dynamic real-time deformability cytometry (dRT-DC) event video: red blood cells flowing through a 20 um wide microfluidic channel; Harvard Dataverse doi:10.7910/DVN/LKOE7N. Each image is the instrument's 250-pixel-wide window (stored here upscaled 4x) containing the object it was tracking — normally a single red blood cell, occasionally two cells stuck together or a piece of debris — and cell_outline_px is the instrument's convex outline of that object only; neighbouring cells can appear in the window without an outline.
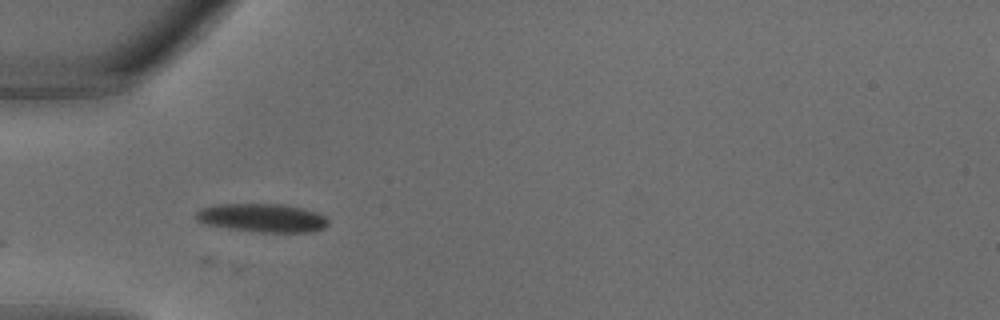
{"species": "common noctule bat (a hibernating species)", "species_latin": "Nyctalus noctula", "temperature_condition": "warm", "stored_images_in_passage": 13, "camera_frame_rate_fps": 3000, "um_per_image_px": 0.085, "animal": {"sex": "male", "body_mass_g": 18.8}, "frame": {"image": 1, "passage_image": 2, "time_ms": 0.333, "image_size_px": [1000, 320], "cell_outline_px": [[328, 224], [324, 228], [312, 232], [260, 232], [228, 228], [204, 224], [196, 220], [196, 212], [200, 208], [212, 204], [284, 204], [304, 208], [316, 212], [324, 216], [328, 220]], "centroid_in_image_um": [22.27, 18.51], "position_along_channel_um": 62.7, "area_um2": 22.14}}